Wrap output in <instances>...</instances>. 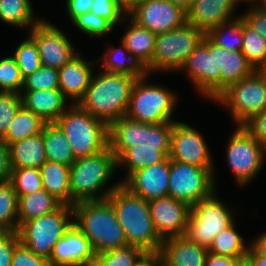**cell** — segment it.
Segmentation results:
<instances>
[{"label": "cell", "mask_w": 266, "mask_h": 266, "mask_svg": "<svg viewBox=\"0 0 266 266\" xmlns=\"http://www.w3.org/2000/svg\"><path fill=\"white\" fill-rule=\"evenodd\" d=\"M11 169L9 146L0 138V183L9 181Z\"/></svg>", "instance_id": "816d5d0a"}, {"label": "cell", "mask_w": 266, "mask_h": 266, "mask_svg": "<svg viewBox=\"0 0 266 266\" xmlns=\"http://www.w3.org/2000/svg\"><path fill=\"white\" fill-rule=\"evenodd\" d=\"M242 237L236 229V222H234L215 236L208 251L215 255L243 258L247 255L250 244H246Z\"/></svg>", "instance_id": "e575fe53"}, {"label": "cell", "mask_w": 266, "mask_h": 266, "mask_svg": "<svg viewBox=\"0 0 266 266\" xmlns=\"http://www.w3.org/2000/svg\"><path fill=\"white\" fill-rule=\"evenodd\" d=\"M107 199L124 229L128 245L138 247L144 252L159 253L163 239L154 227L148 201L130 193L121 184Z\"/></svg>", "instance_id": "7a4b0ae2"}, {"label": "cell", "mask_w": 266, "mask_h": 266, "mask_svg": "<svg viewBox=\"0 0 266 266\" xmlns=\"http://www.w3.org/2000/svg\"><path fill=\"white\" fill-rule=\"evenodd\" d=\"M143 253L144 251L140 248L128 245L97 254L95 264L97 266H133Z\"/></svg>", "instance_id": "60d3db41"}, {"label": "cell", "mask_w": 266, "mask_h": 266, "mask_svg": "<svg viewBox=\"0 0 266 266\" xmlns=\"http://www.w3.org/2000/svg\"><path fill=\"white\" fill-rule=\"evenodd\" d=\"M237 8L233 0H193L186 10V22L207 35L220 24L239 17L235 15Z\"/></svg>", "instance_id": "7402d4cb"}, {"label": "cell", "mask_w": 266, "mask_h": 266, "mask_svg": "<svg viewBox=\"0 0 266 266\" xmlns=\"http://www.w3.org/2000/svg\"><path fill=\"white\" fill-rule=\"evenodd\" d=\"M168 1L181 6L184 10H187L193 2V0H168Z\"/></svg>", "instance_id": "680465c9"}, {"label": "cell", "mask_w": 266, "mask_h": 266, "mask_svg": "<svg viewBox=\"0 0 266 266\" xmlns=\"http://www.w3.org/2000/svg\"><path fill=\"white\" fill-rule=\"evenodd\" d=\"M98 73H93L89 87L78 105L109 126L126 115L133 86L142 76L105 71Z\"/></svg>", "instance_id": "6da1fadb"}, {"label": "cell", "mask_w": 266, "mask_h": 266, "mask_svg": "<svg viewBox=\"0 0 266 266\" xmlns=\"http://www.w3.org/2000/svg\"><path fill=\"white\" fill-rule=\"evenodd\" d=\"M28 33L37 45L41 64L44 67L60 69L78 54L66 33L44 18Z\"/></svg>", "instance_id": "9a60e30c"}, {"label": "cell", "mask_w": 266, "mask_h": 266, "mask_svg": "<svg viewBox=\"0 0 266 266\" xmlns=\"http://www.w3.org/2000/svg\"><path fill=\"white\" fill-rule=\"evenodd\" d=\"M11 168H37L47 161L42 132L9 145Z\"/></svg>", "instance_id": "4316f807"}, {"label": "cell", "mask_w": 266, "mask_h": 266, "mask_svg": "<svg viewBox=\"0 0 266 266\" xmlns=\"http://www.w3.org/2000/svg\"><path fill=\"white\" fill-rule=\"evenodd\" d=\"M214 102L227 107L235 125L243 126L254 115L266 110L265 82L254 71L231 85Z\"/></svg>", "instance_id": "7c38bea8"}, {"label": "cell", "mask_w": 266, "mask_h": 266, "mask_svg": "<svg viewBox=\"0 0 266 266\" xmlns=\"http://www.w3.org/2000/svg\"><path fill=\"white\" fill-rule=\"evenodd\" d=\"M97 61H87L77 54L69 62L58 69L59 90L70 101L78 104L89 87ZM94 67V68H93Z\"/></svg>", "instance_id": "603a6c76"}, {"label": "cell", "mask_w": 266, "mask_h": 266, "mask_svg": "<svg viewBox=\"0 0 266 266\" xmlns=\"http://www.w3.org/2000/svg\"><path fill=\"white\" fill-rule=\"evenodd\" d=\"M133 266H160V253L144 252Z\"/></svg>", "instance_id": "11a10c76"}, {"label": "cell", "mask_w": 266, "mask_h": 266, "mask_svg": "<svg viewBox=\"0 0 266 266\" xmlns=\"http://www.w3.org/2000/svg\"><path fill=\"white\" fill-rule=\"evenodd\" d=\"M90 11L117 27L118 25L123 26V20L127 19L128 7L122 0H93Z\"/></svg>", "instance_id": "f6af8a7d"}, {"label": "cell", "mask_w": 266, "mask_h": 266, "mask_svg": "<svg viewBox=\"0 0 266 266\" xmlns=\"http://www.w3.org/2000/svg\"><path fill=\"white\" fill-rule=\"evenodd\" d=\"M22 106V96L13 92H0V138L6 133L15 114Z\"/></svg>", "instance_id": "bcb514c9"}, {"label": "cell", "mask_w": 266, "mask_h": 266, "mask_svg": "<svg viewBox=\"0 0 266 266\" xmlns=\"http://www.w3.org/2000/svg\"><path fill=\"white\" fill-rule=\"evenodd\" d=\"M254 71L241 50L229 51L214 43V101Z\"/></svg>", "instance_id": "ffe728a7"}, {"label": "cell", "mask_w": 266, "mask_h": 266, "mask_svg": "<svg viewBox=\"0 0 266 266\" xmlns=\"http://www.w3.org/2000/svg\"><path fill=\"white\" fill-rule=\"evenodd\" d=\"M226 146V160L235 182L241 186L249 185L259 174L266 160V150L245 129L236 126Z\"/></svg>", "instance_id": "4fadbf2b"}, {"label": "cell", "mask_w": 266, "mask_h": 266, "mask_svg": "<svg viewBox=\"0 0 266 266\" xmlns=\"http://www.w3.org/2000/svg\"><path fill=\"white\" fill-rule=\"evenodd\" d=\"M18 197L9 182L0 183V230L17 232Z\"/></svg>", "instance_id": "8d00e7d4"}, {"label": "cell", "mask_w": 266, "mask_h": 266, "mask_svg": "<svg viewBox=\"0 0 266 266\" xmlns=\"http://www.w3.org/2000/svg\"><path fill=\"white\" fill-rule=\"evenodd\" d=\"M136 0H122V2L129 7L133 2H135Z\"/></svg>", "instance_id": "be15d7a7"}, {"label": "cell", "mask_w": 266, "mask_h": 266, "mask_svg": "<svg viewBox=\"0 0 266 266\" xmlns=\"http://www.w3.org/2000/svg\"><path fill=\"white\" fill-rule=\"evenodd\" d=\"M93 0H66V11L71 21L90 11Z\"/></svg>", "instance_id": "f5cc1de1"}, {"label": "cell", "mask_w": 266, "mask_h": 266, "mask_svg": "<svg viewBox=\"0 0 266 266\" xmlns=\"http://www.w3.org/2000/svg\"><path fill=\"white\" fill-rule=\"evenodd\" d=\"M159 253L160 266H205L209 251L183 235L164 239Z\"/></svg>", "instance_id": "cb8c5ba5"}, {"label": "cell", "mask_w": 266, "mask_h": 266, "mask_svg": "<svg viewBox=\"0 0 266 266\" xmlns=\"http://www.w3.org/2000/svg\"><path fill=\"white\" fill-rule=\"evenodd\" d=\"M204 36L202 31L188 22L169 32L156 34L151 70L147 74L178 71Z\"/></svg>", "instance_id": "9c48e42d"}, {"label": "cell", "mask_w": 266, "mask_h": 266, "mask_svg": "<svg viewBox=\"0 0 266 266\" xmlns=\"http://www.w3.org/2000/svg\"><path fill=\"white\" fill-rule=\"evenodd\" d=\"M148 77L145 74L136 80L125 116L144 124L174 122L177 93L164 85L147 83Z\"/></svg>", "instance_id": "8992f818"}, {"label": "cell", "mask_w": 266, "mask_h": 266, "mask_svg": "<svg viewBox=\"0 0 266 266\" xmlns=\"http://www.w3.org/2000/svg\"><path fill=\"white\" fill-rule=\"evenodd\" d=\"M246 257L250 260L252 266H266V258L260 256L251 246L248 248Z\"/></svg>", "instance_id": "6f0895ef"}, {"label": "cell", "mask_w": 266, "mask_h": 266, "mask_svg": "<svg viewBox=\"0 0 266 266\" xmlns=\"http://www.w3.org/2000/svg\"><path fill=\"white\" fill-rule=\"evenodd\" d=\"M12 56L18 64L23 79L42 66L37 45L29 35L19 43Z\"/></svg>", "instance_id": "ab89813d"}, {"label": "cell", "mask_w": 266, "mask_h": 266, "mask_svg": "<svg viewBox=\"0 0 266 266\" xmlns=\"http://www.w3.org/2000/svg\"><path fill=\"white\" fill-rule=\"evenodd\" d=\"M216 194L217 191L191 206L184 234L189 240L206 248L211 246L217 234L236 221L233 210Z\"/></svg>", "instance_id": "30bf717a"}, {"label": "cell", "mask_w": 266, "mask_h": 266, "mask_svg": "<svg viewBox=\"0 0 266 266\" xmlns=\"http://www.w3.org/2000/svg\"><path fill=\"white\" fill-rule=\"evenodd\" d=\"M206 139L193 126L184 121L173 122L169 158L201 168H215Z\"/></svg>", "instance_id": "2e32d148"}, {"label": "cell", "mask_w": 266, "mask_h": 266, "mask_svg": "<svg viewBox=\"0 0 266 266\" xmlns=\"http://www.w3.org/2000/svg\"><path fill=\"white\" fill-rule=\"evenodd\" d=\"M127 15L155 34L169 32L186 22V10L168 0H136L128 7Z\"/></svg>", "instance_id": "5bb4252c"}, {"label": "cell", "mask_w": 266, "mask_h": 266, "mask_svg": "<svg viewBox=\"0 0 266 266\" xmlns=\"http://www.w3.org/2000/svg\"><path fill=\"white\" fill-rule=\"evenodd\" d=\"M243 126L266 150V110L254 115Z\"/></svg>", "instance_id": "f907efd6"}, {"label": "cell", "mask_w": 266, "mask_h": 266, "mask_svg": "<svg viewBox=\"0 0 266 266\" xmlns=\"http://www.w3.org/2000/svg\"><path fill=\"white\" fill-rule=\"evenodd\" d=\"M116 170V158L109 146L98 154L76 159L70 166L71 206L83 201L107 199L121 184L114 182L110 185L108 182Z\"/></svg>", "instance_id": "3957f363"}, {"label": "cell", "mask_w": 266, "mask_h": 266, "mask_svg": "<svg viewBox=\"0 0 266 266\" xmlns=\"http://www.w3.org/2000/svg\"><path fill=\"white\" fill-rule=\"evenodd\" d=\"M96 254L89 239L73 223L55 244L49 259L52 266H90Z\"/></svg>", "instance_id": "d6986e66"}, {"label": "cell", "mask_w": 266, "mask_h": 266, "mask_svg": "<svg viewBox=\"0 0 266 266\" xmlns=\"http://www.w3.org/2000/svg\"><path fill=\"white\" fill-rule=\"evenodd\" d=\"M61 203L44 189L18 197V225L55 211Z\"/></svg>", "instance_id": "f546056e"}, {"label": "cell", "mask_w": 266, "mask_h": 266, "mask_svg": "<svg viewBox=\"0 0 266 266\" xmlns=\"http://www.w3.org/2000/svg\"><path fill=\"white\" fill-rule=\"evenodd\" d=\"M45 124L46 122L39 116L22 105L1 139L9 146L30 136L40 134Z\"/></svg>", "instance_id": "836d02e7"}, {"label": "cell", "mask_w": 266, "mask_h": 266, "mask_svg": "<svg viewBox=\"0 0 266 266\" xmlns=\"http://www.w3.org/2000/svg\"><path fill=\"white\" fill-rule=\"evenodd\" d=\"M19 243L16 232L0 230V266H11L14 249Z\"/></svg>", "instance_id": "c3c4849f"}, {"label": "cell", "mask_w": 266, "mask_h": 266, "mask_svg": "<svg viewBox=\"0 0 266 266\" xmlns=\"http://www.w3.org/2000/svg\"><path fill=\"white\" fill-rule=\"evenodd\" d=\"M23 78L15 58L6 56L0 59V92L21 94Z\"/></svg>", "instance_id": "b9f144b4"}, {"label": "cell", "mask_w": 266, "mask_h": 266, "mask_svg": "<svg viewBox=\"0 0 266 266\" xmlns=\"http://www.w3.org/2000/svg\"><path fill=\"white\" fill-rule=\"evenodd\" d=\"M43 189L61 204L71 206L70 167L46 161L40 167Z\"/></svg>", "instance_id": "83f0119b"}, {"label": "cell", "mask_w": 266, "mask_h": 266, "mask_svg": "<svg viewBox=\"0 0 266 266\" xmlns=\"http://www.w3.org/2000/svg\"><path fill=\"white\" fill-rule=\"evenodd\" d=\"M170 158L131 173L121 185L146 201L168 196Z\"/></svg>", "instance_id": "44dd1931"}, {"label": "cell", "mask_w": 266, "mask_h": 266, "mask_svg": "<svg viewBox=\"0 0 266 266\" xmlns=\"http://www.w3.org/2000/svg\"><path fill=\"white\" fill-rule=\"evenodd\" d=\"M21 96L22 105L46 123H54L71 106L59 89L22 91Z\"/></svg>", "instance_id": "d4e9b609"}, {"label": "cell", "mask_w": 266, "mask_h": 266, "mask_svg": "<svg viewBox=\"0 0 266 266\" xmlns=\"http://www.w3.org/2000/svg\"><path fill=\"white\" fill-rule=\"evenodd\" d=\"M168 156L157 147L135 146L127 149L117 160V169L125 166L126 174L122 183L131 173L164 162Z\"/></svg>", "instance_id": "1f68e13d"}, {"label": "cell", "mask_w": 266, "mask_h": 266, "mask_svg": "<svg viewBox=\"0 0 266 266\" xmlns=\"http://www.w3.org/2000/svg\"><path fill=\"white\" fill-rule=\"evenodd\" d=\"M235 266H252L250 260L245 256L243 258L237 259Z\"/></svg>", "instance_id": "94428289"}, {"label": "cell", "mask_w": 266, "mask_h": 266, "mask_svg": "<svg viewBox=\"0 0 266 266\" xmlns=\"http://www.w3.org/2000/svg\"><path fill=\"white\" fill-rule=\"evenodd\" d=\"M8 182L12 185L17 197L43 189L40 169L37 168H12Z\"/></svg>", "instance_id": "f35d334b"}, {"label": "cell", "mask_w": 266, "mask_h": 266, "mask_svg": "<svg viewBox=\"0 0 266 266\" xmlns=\"http://www.w3.org/2000/svg\"><path fill=\"white\" fill-rule=\"evenodd\" d=\"M236 4H237V6H239L240 5V2L241 3H246V2H248L249 4H250V6H258L259 5V2H260V0H233ZM239 4V5H238Z\"/></svg>", "instance_id": "6125c7cd"}, {"label": "cell", "mask_w": 266, "mask_h": 266, "mask_svg": "<svg viewBox=\"0 0 266 266\" xmlns=\"http://www.w3.org/2000/svg\"><path fill=\"white\" fill-rule=\"evenodd\" d=\"M250 246L260 255L266 258V232H262L250 243Z\"/></svg>", "instance_id": "9f6ffc18"}, {"label": "cell", "mask_w": 266, "mask_h": 266, "mask_svg": "<svg viewBox=\"0 0 266 266\" xmlns=\"http://www.w3.org/2000/svg\"><path fill=\"white\" fill-rule=\"evenodd\" d=\"M259 6L263 7V8H266V0H260Z\"/></svg>", "instance_id": "e7e4bbea"}, {"label": "cell", "mask_w": 266, "mask_h": 266, "mask_svg": "<svg viewBox=\"0 0 266 266\" xmlns=\"http://www.w3.org/2000/svg\"><path fill=\"white\" fill-rule=\"evenodd\" d=\"M42 137L47 161L69 167L76 161L67 137L55 123H46L44 125Z\"/></svg>", "instance_id": "f1b7e54d"}, {"label": "cell", "mask_w": 266, "mask_h": 266, "mask_svg": "<svg viewBox=\"0 0 266 266\" xmlns=\"http://www.w3.org/2000/svg\"><path fill=\"white\" fill-rule=\"evenodd\" d=\"M33 10L31 0H0V21L29 31L42 19Z\"/></svg>", "instance_id": "d6a6232c"}, {"label": "cell", "mask_w": 266, "mask_h": 266, "mask_svg": "<svg viewBox=\"0 0 266 266\" xmlns=\"http://www.w3.org/2000/svg\"><path fill=\"white\" fill-rule=\"evenodd\" d=\"M74 224L89 239L95 254L128 246L124 229L108 199L73 206Z\"/></svg>", "instance_id": "277c9868"}, {"label": "cell", "mask_w": 266, "mask_h": 266, "mask_svg": "<svg viewBox=\"0 0 266 266\" xmlns=\"http://www.w3.org/2000/svg\"><path fill=\"white\" fill-rule=\"evenodd\" d=\"M127 18L130 24L126 25L121 41L147 74L151 70L156 34L137 24L128 15Z\"/></svg>", "instance_id": "484cf974"}, {"label": "cell", "mask_w": 266, "mask_h": 266, "mask_svg": "<svg viewBox=\"0 0 266 266\" xmlns=\"http://www.w3.org/2000/svg\"><path fill=\"white\" fill-rule=\"evenodd\" d=\"M59 89L58 69L41 66L23 79L22 91Z\"/></svg>", "instance_id": "ee69618b"}, {"label": "cell", "mask_w": 266, "mask_h": 266, "mask_svg": "<svg viewBox=\"0 0 266 266\" xmlns=\"http://www.w3.org/2000/svg\"><path fill=\"white\" fill-rule=\"evenodd\" d=\"M121 46L114 48L110 46L104 53V56L97 60L101 71L126 74L129 76H144L145 70L138 64L124 43L120 40Z\"/></svg>", "instance_id": "4dcf8cb0"}, {"label": "cell", "mask_w": 266, "mask_h": 266, "mask_svg": "<svg viewBox=\"0 0 266 266\" xmlns=\"http://www.w3.org/2000/svg\"><path fill=\"white\" fill-rule=\"evenodd\" d=\"M187 73L195 90L214 102V42L205 35L177 72Z\"/></svg>", "instance_id": "e0dca14e"}, {"label": "cell", "mask_w": 266, "mask_h": 266, "mask_svg": "<svg viewBox=\"0 0 266 266\" xmlns=\"http://www.w3.org/2000/svg\"><path fill=\"white\" fill-rule=\"evenodd\" d=\"M207 36L218 46L229 50H241L243 40V18L241 16L212 29Z\"/></svg>", "instance_id": "d590c367"}, {"label": "cell", "mask_w": 266, "mask_h": 266, "mask_svg": "<svg viewBox=\"0 0 266 266\" xmlns=\"http://www.w3.org/2000/svg\"><path fill=\"white\" fill-rule=\"evenodd\" d=\"M11 266H52L49 260L37 256L26 246L19 243L13 252Z\"/></svg>", "instance_id": "7dc6e473"}, {"label": "cell", "mask_w": 266, "mask_h": 266, "mask_svg": "<svg viewBox=\"0 0 266 266\" xmlns=\"http://www.w3.org/2000/svg\"><path fill=\"white\" fill-rule=\"evenodd\" d=\"M151 218L158 235L164 240L185 234L191 207L171 196L148 201Z\"/></svg>", "instance_id": "ac0fdd59"}, {"label": "cell", "mask_w": 266, "mask_h": 266, "mask_svg": "<svg viewBox=\"0 0 266 266\" xmlns=\"http://www.w3.org/2000/svg\"><path fill=\"white\" fill-rule=\"evenodd\" d=\"M241 51L254 70L266 61V39L252 29L244 20Z\"/></svg>", "instance_id": "74e56055"}, {"label": "cell", "mask_w": 266, "mask_h": 266, "mask_svg": "<svg viewBox=\"0 0 266 266\" xmlns=\"http://www.w3.org/2000/svg\"><path fill=\"white\" fill-rule=\"evenodd\" d=\"M173 122L144 124L126 116L109 125V147L116 160L129 148L157 147L168 157L171 149Z\"/></svg>", "instance_id": "52a82bcc"}, {"label": "cell", "mask_w": 266, "mask_h": 266, "mask_svg": "<svg viewBox=\"0 0 266 266\" xmlns=\"http://www.w3.org/2000/svg\"><path fill=\"white\" fill-rule=\"evenodd\" d=\"M54 123L67 137L76 159L98 154L109 146V126L78 104H71Z\"/></svg>", "instance_id": "5b68a950"}, {"label": "cell", "mask_w": 266, "mask_h": 266, "mask_svg": "<svg viewBox=\"0 0 266 266\" xmlns=\"http://www.w3.org/2000/svg\"><path fill=\"white\" fill-rule=\"evenodd\" d=\"M248 8L240 16L252 29L266 39V8L259 5L248 6Z\"/></svg>", "instance_id": "681fc988"}, {"label": "cell", "mask_w": 266, "mask_h": 266, "mask_svg": "<svg viewBox=\"0 0 266 266\" xmlns=\"http://www.w3.org/2000/svg\"><path fill=\"white\" fill-rule=\"evenodd\" d=\"M238 258L208 253L205 266H235Z\"/></svg>", "instance_id": "db71d44e"}, {"label": "cell", "mask_w": 266, "mask_h": 266, "mask_svg": "<svg viewBox=\"0 0 266 266\" xmlns=\"http://www.w3.org/2000/svg\"><path fill=\"white\" fill-rule=\"evenodd\" d=\"M73 223V207L61 204L51 213L22 223L16 233L22 245L37 256L49 260L54 244Z\"/></svg>", "instance_id": "ba28073f"}, {"label": "cell", "mask_w": 266, "mask_h": 266, "mask_svg": "<svg viewBox=\"0 0 266 266\" xmlns=\"http://www.w3.org/2000/svg\"><path fill=\"white\" fill-rule=\"evenodd\" d=\"M215 168H201L170 159L168 196L190 207L217 191Z\"/></svg>", "instance_id": "8fae6325"}, {"label": "cell", "mask_w": 266, "mask_h": 266, "mask_svg": "<svg viewBox=\"0 0 266 266\" xmlns=\"http://www.w3.org/2000/svg\"><path fill=\"white\" fill-rule=\"evenodd\" d=\"M72 23L80 32L90 37L105 36L115 28L108 20L96 16L92 11L77 16Z\"/></svg>", "instance_id": "7bdbcfd3"}, {"label": "cell", "mask_w": 266, "mask_h": 266, "mask_svg": "<svg viewBox=\"0 0 266 266\" xmlns=\"http://www.w3.org/2000/svg\"><path fill=\"white\" fill-rule=\"evenodd\" d=\"M255 71L263 79V81L265 82V85H266V61L264 64L259 66Z\"/></svg>", "instance_id": "91938a15"}]
</instances>
